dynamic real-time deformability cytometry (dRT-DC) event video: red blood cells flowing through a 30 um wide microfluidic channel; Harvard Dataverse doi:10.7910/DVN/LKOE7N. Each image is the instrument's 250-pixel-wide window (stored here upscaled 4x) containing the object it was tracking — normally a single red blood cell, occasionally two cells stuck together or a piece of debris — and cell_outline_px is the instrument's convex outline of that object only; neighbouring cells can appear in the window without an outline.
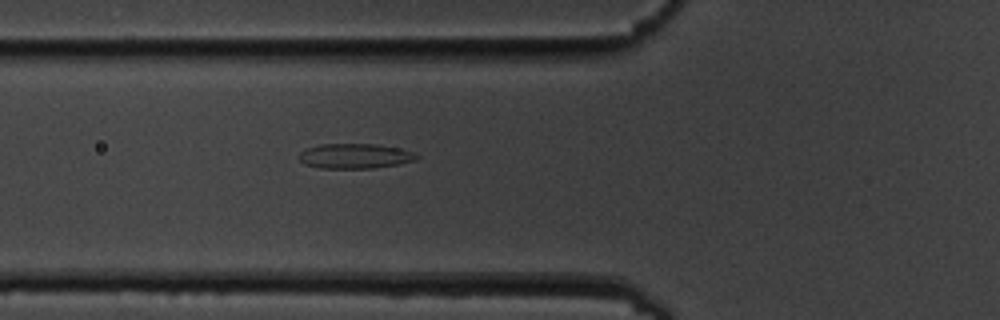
{"species": "common noctule bat (a hibernating species)", "species_latin": "Nyctalus noctula", "temperature_condition": "cold", "stored_images_in_passage": 2, "camera_frame_rate_fps": 3000, "um_per_image_px": 0.085, "animal": {"sex": "male", "body_mass_g": 19.5, "forearm_length_mm": 54.6}, "frame": {"image": 1, "passage_image": 2, "time_ms": 1.0, "image_size_px": [1000, 320], "cell_outline_px": [[420, 156], [416, 160], [400, 164], [372, 168], [320, 168], [304, 164], [300, 160], [300, 152], [304, 148], [320, 144], [376, 144], [400, 148], [412, 152]], "centroid_in_image_um": [30.17, 13.26], "position_along_channel_um": 95.6, "area_um2": 17.17}}